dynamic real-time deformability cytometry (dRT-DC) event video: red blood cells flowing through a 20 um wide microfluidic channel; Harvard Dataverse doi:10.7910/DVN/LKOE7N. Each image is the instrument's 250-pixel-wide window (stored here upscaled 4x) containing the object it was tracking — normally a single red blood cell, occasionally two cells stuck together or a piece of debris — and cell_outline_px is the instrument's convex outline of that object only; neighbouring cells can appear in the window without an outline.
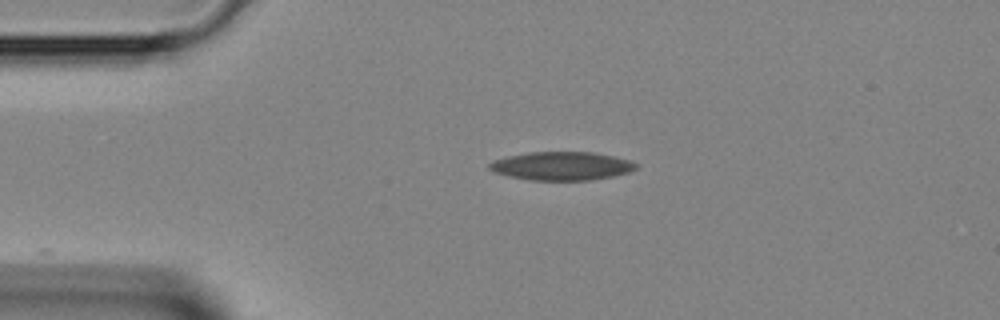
{"species": "Egyptian fruit bat (a non-hibernating species)", "species_latin": "Rousettus aegyptiacus", "temperature_condition": "room temperature", "stored_images_in_passage": 9, "camera_frame_rate_fps": 3000, "um_per_image_px": 0.085, "animal": {"sex": "female"}, "frame": {"image": 1, "passage_image": 1, "time_ms": 0.0, "image_size_px": [1000, 320], "cell_outline_px": [[640, 164], [636, 168], [628, 172], [612, 176], [592, 180], [532, 180], [508, 176], [496, 172], [488, 168], [488, 164], [492, 160], [508, 156], [528, 152], [596, 152], [616, 156], [632, 160]], "centroid_in_image_um": [47.78, 14.1], "position_along_channel_um": 37.2, "area_um2": 24.51}}
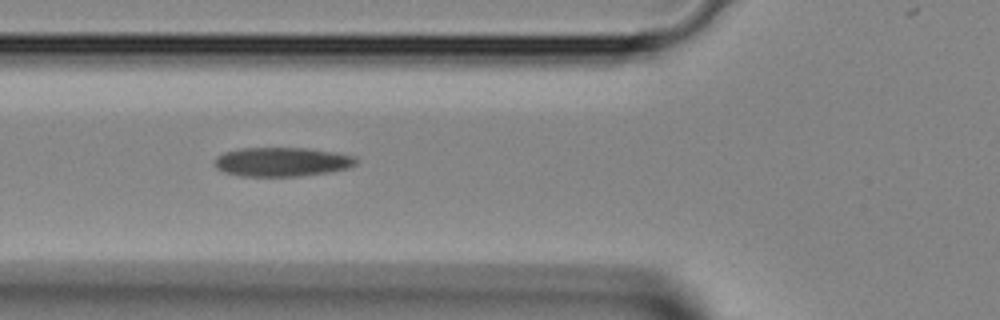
{"frame": {"image": 2, "passage_image": 7, "time_ms": 2.0, "image_size_px": [1000, 320], "cell_outline_px": [[356, 164], [348, 168], [328, 172], [300, 176], [240, 176], [224, 172], [216, 168], [212, 164], [212, 160], [216, 156], [224, 152], [240, 148], [308, 148], [356, 156]], "centroid_in_image_um": [23.9, 13.76], "position_along_channel_um": 101.9, "area_um2": 24.16}}
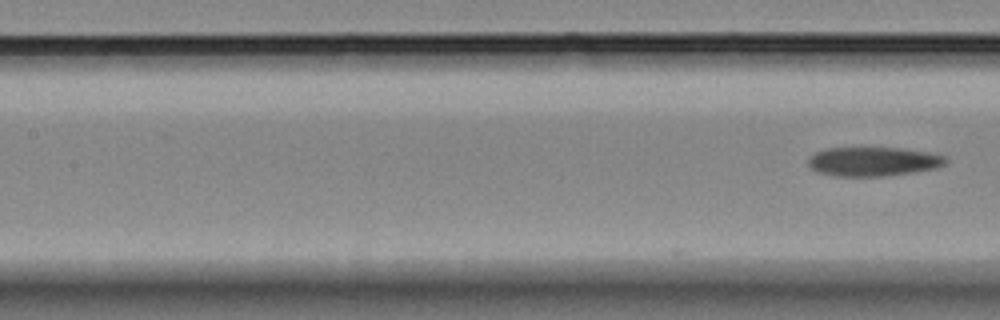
{"frame": {"image": 3, "passage_image": 9, "time_ms": 2.667, "image_size_px": [1000, 320], "cell_outline_px": [[948, 160], [944, 164], [936, 168], [912, 172], [880, 176], [836, 176], [816, 172], [808, 164], [808, 160], [816, 152], [828, 148], [904, 148], [928, 152], [944, 156]], "centroid_in_image_um": [74.22, 13.73], "position_along_channel_um": 133.2, "area_um2": 23.12}}